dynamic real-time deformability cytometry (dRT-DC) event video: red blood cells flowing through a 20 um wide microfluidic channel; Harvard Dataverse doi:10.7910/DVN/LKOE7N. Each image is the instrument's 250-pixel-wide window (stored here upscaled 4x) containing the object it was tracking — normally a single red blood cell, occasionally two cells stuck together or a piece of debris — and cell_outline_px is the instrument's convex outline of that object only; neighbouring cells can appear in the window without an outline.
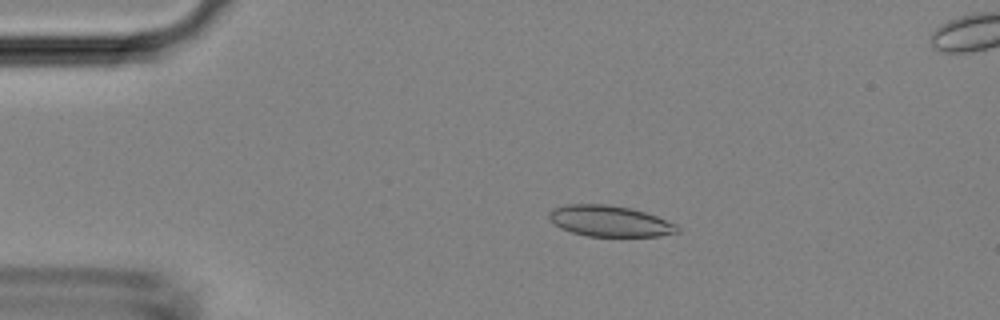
{"species": "Egyptian fruit bat (a non-hibernating species)", "species_latin": "Rousettus aegyptiacus", "temperature_condition": "room temperature", "stored_images_in_passage": 49, "segment_of_instrument_passage": [1, 2], "camera_frame_rate_fps": 3000, "um_per_image_px": 0.085, "animal": {"sex": "female"}, "frame": {"image": 1, "passage_image": 10, "time_ms": 3.0, "image_size_px": [1000, 320], "cell_outline_px": [[680, 232], [660, 236], [588, 236], [572, 232], [560, 228], [548, 216], [548, 212], [552, 208], [564, 204], [604, 204], [632, 208], [656, 216], [676, 224], [680, 228]], "centroid_in_image_um": [51.83, 18.79], "position_along_channel_um": 33.2, "area_um2": 23.18}}
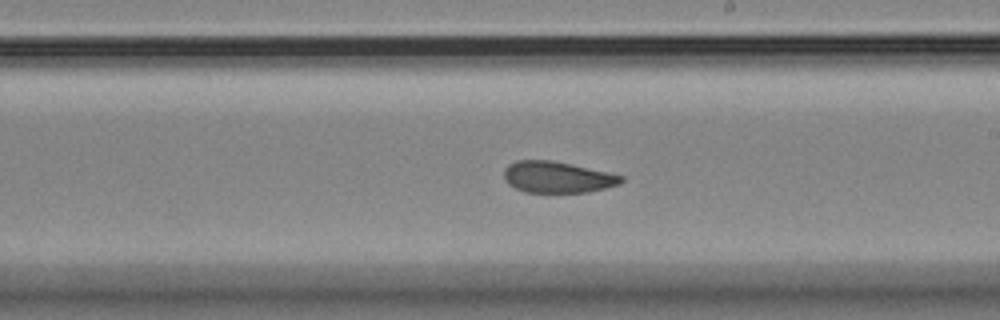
{"frame": {"image": 2, "passage_image": 28, "time_ms": 9.0, "image_size_px": [1000, 320], "cell_outline_px": [[624, 180], [620, 184], [588, 192], [524, 192], [508, 184], [504, 180], [504, 168], [508, 164], [516, 160], [552, 160], [572, 164], [624, 176]], "centroid_in_image_um": [47.35, 15.05], "position_along_channel_um": 241.7, "area_um2": 21.44}}
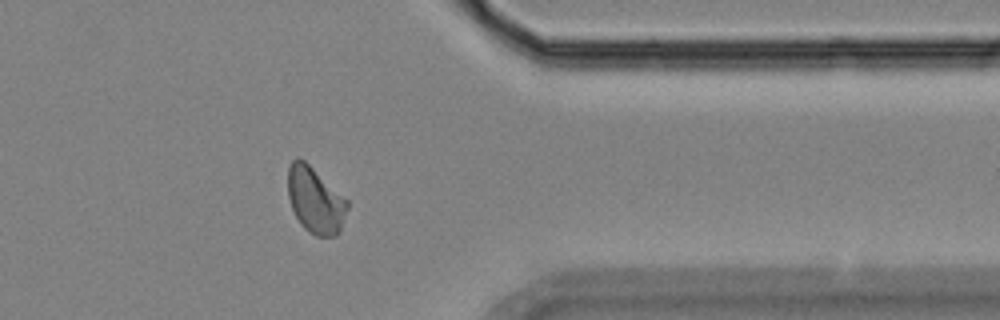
{"frame": {"image": 3, "passage_image": 39, "time_ms": 12.667, "image_size_px": [1000, 320], "cell_outline_px": [[348, 208], [340, 232], [336, 236], [316, 236], [308, 232], [300, 224], [292, 208], [288, 196], [288, 168], [292, 160], [296, 156], [300, 156], [348, 200]], "centroid_in_image_um": [26.8, 17.01], "position_along_channel_um": 384.6, "area_um2": 23.06}}